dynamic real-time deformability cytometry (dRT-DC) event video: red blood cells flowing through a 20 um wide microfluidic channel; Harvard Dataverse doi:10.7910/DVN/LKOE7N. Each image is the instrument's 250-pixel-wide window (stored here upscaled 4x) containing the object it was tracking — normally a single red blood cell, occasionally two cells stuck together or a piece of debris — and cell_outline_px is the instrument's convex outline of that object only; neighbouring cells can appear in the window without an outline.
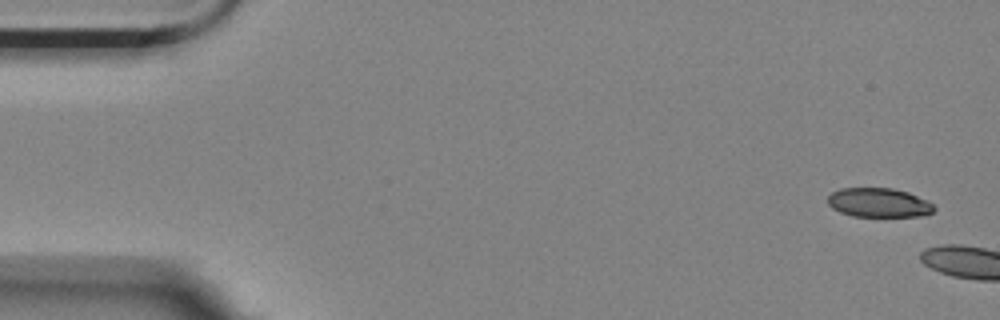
{"species": "Egyptian fruit bat (a non-hibernating species)", "species_latin": "Rousettus aegyptiacus", "temperature_condition": "room temperature", "stored_images_in_passage": 2, "camera_frame_rate_fps": 3000, "um_per_image_px": 0.085, "animal": {"sex": "female"}, "frame": {"image": 1, "passage_image": 1, "time_ms": 0.0, "image_size_px": [1000, 320], "cell_outline_px": [[936, 208], [932, 212], [924, 216], [852, 216], [840, 212], [832, 208], [828, 204], [828, 196], [832, 192], [840, 188], [892, 188], [908, 192], [932, 204]], "centroid_in_image_um": [74.67, 17.22], "position_along_channel_um": 10.3, "area_um2": 17.98}}